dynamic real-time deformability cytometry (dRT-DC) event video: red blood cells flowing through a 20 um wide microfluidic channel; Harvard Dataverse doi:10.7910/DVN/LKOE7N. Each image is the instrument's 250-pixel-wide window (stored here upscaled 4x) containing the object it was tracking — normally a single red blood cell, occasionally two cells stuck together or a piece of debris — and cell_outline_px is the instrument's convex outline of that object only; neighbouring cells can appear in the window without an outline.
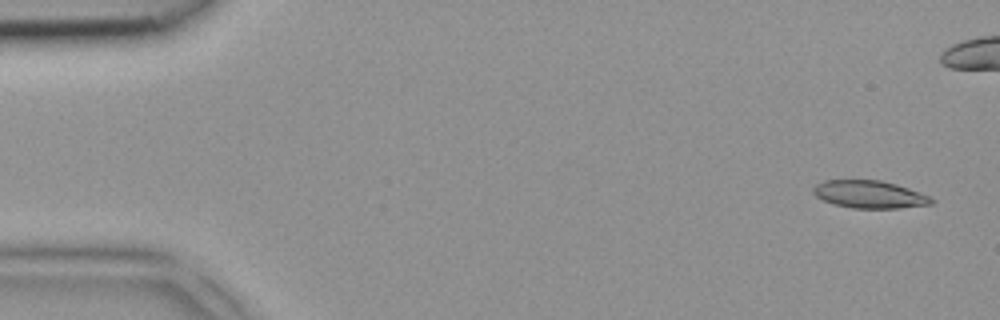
{"species": "common noctule bat (a hibernating species)", "species_latin": "Nyctalus noctula", "temperature_condition": "room temperature", "stored_images_in_passage": 4, "camera_frame_rate_fps": 3000, "um_per_image_px": 0.085, "animal": {"sex": "female", "body_mass_g": 18.4}, "frame": {"image": 1, "passage_image": 1, "time_ms": 0.0, "image_size_px": [1000, 320], "cell_outline_px": [[936, 200], [932, 204], [900, 208], [852, 208], [832, 204], [816, 196], [812, 192], [812, 188], [816, 184], [824, 180], [880, 180], [896, 184], [920, 192]], "centroid_in_image_um": [73.9, 16.52], "position_along_channel_um": 11.1, "area_um2": 19.07}}